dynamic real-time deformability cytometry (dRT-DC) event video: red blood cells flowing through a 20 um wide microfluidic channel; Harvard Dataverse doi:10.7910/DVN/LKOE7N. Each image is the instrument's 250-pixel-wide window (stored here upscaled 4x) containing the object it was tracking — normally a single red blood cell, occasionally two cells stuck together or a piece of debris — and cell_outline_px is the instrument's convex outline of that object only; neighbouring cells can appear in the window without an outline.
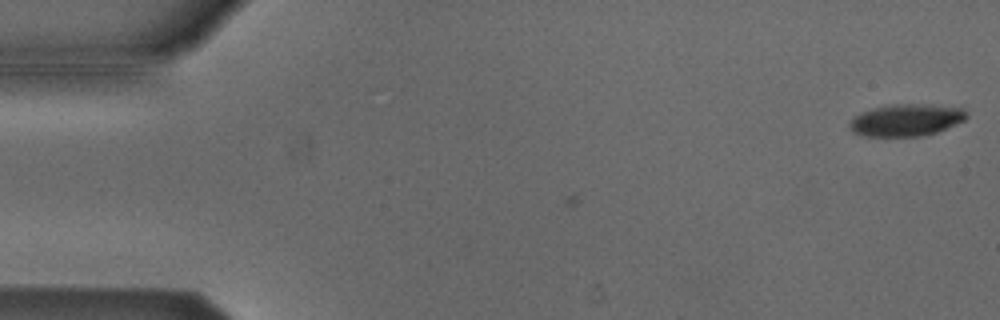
{"species": "Egyptian fruit bat (a non-hibernating species)", "species_latin": "Rousettus aegyptiacus", "temperature_condition": "cold", "stored_images_in_passage": 54, "camera_frame_rate_fps": 3000, "um_per_image_px": 0.085, "animal": {"sex": "male"}, "frame": {"image": 1, "passage_image": 1, "time_ms": 0.0, "image_size_px": [1000, 320], "cell_outline_px": [[964, 116], [960, 120], [932, 132], [864, 132], [856, 128], [856, 120], [864, 116], [876, 112], [920, 108], [960, 112]], "centroid_in_image_um": [77.16, 10.26], "position_along_channel_um": 7.8, "area_um2": 14.51}}
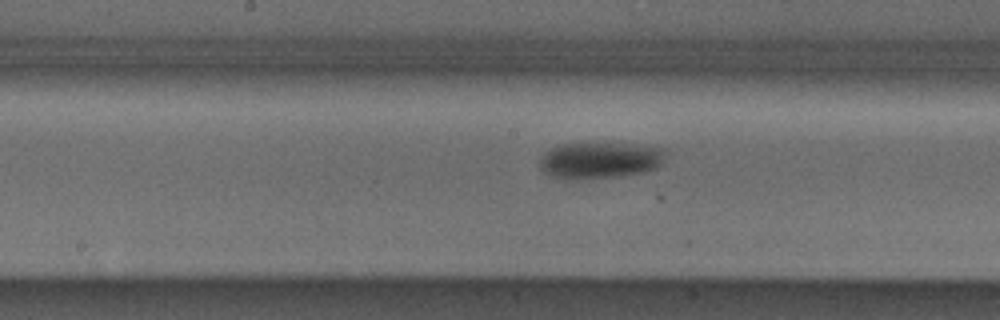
{"frame": {"image": 2, "passage_image": 27, "time_ms": 8.667, "image_size_px": [1000, 320], "cell_outline_px": [[648, 164], [640, 168], [608, 172], [564, 172], [548, 164], [552, 156], [560, 152], [628, 152], [648, 156]], "centroid_in_image_um": [50.79, 13.74], "position_along_channel_um": 197.4, "area_um2": 12.54}}
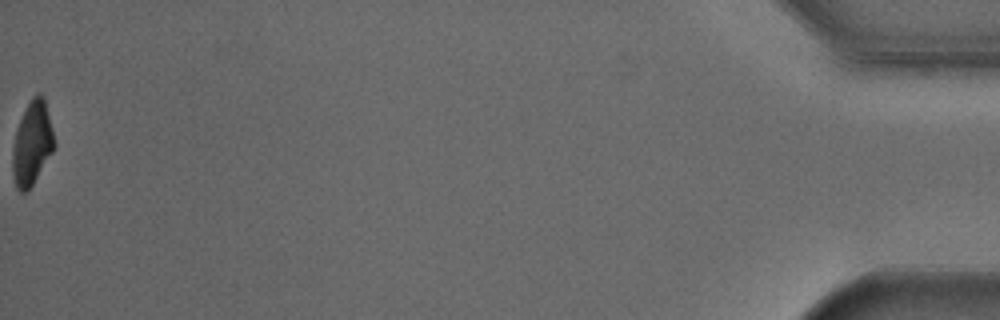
{"frame": {"image": 3, "passage_image": 54, "time_ms": 17.667, "image_size_px": [1000, 320], "cell_outline_px": [[52, 148], [28, 188], [20, 188], [16, 184], [16, 136], [20, 124], [28, 104], [36, 96], [40, 96], [44, 104], [52, 132]], "centroid_in_image_um": [2.76, 12.11], "position_along_channel_um": 432.4, "area_um2": 16.76}, "authors_computed_cell_mechanics": {"area_um2": 14.3922, "velocity_mm_per_s": 3.8023, "shape_relaxation_time_tau1_ms": 3.5136, "shape_relaxation_time_tau2_ms": 10.7643, "deformation_change_tau1": 0.2045, "deformation_change_tau2": 0.289}}